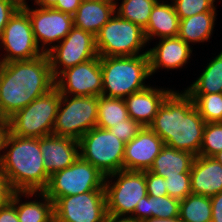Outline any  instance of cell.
Segmentation results:
<instances>
[{
  "label": "cell",
  "instance_id": "cell-28",
  "mask_svg": "<svg viewBox=\"0 0 222 222\" xmlns=\"http://www.w3.org/2000/svg\"><path fill=\"white\" fill-rule=\"evenodd\" d=\"M179 218L182 222H212L210 197L189 194L180 200Z\"/></svg>",
  "mask_w": 222,
  "mask_h": 222
},
{
  "label": "cell",
  "instance_id": "cell-21",
  "mask_svg": "<svg viewBox=\"0 0 222 222\" xmlns=\"http://www.w3.org/2000/svg\"><path fill=\"white\" fill-rule=\"evenodd\" d=\"M115 0L82 1L73 15V26L96 36L114 15Z\"/></svg>",
  "mask_w": 222,
  "mask_h": 222
},
{
  "label": "cell",
  "instance_id": "cell-16",
  "mask_svg": "<svg viewBox=\"0 0 222 222\" xmlns=\"http://www.w3.org/2000/svg\"><path fill=\"white\" fill-rule=\"evenodd\" d=\"M163 140L149 127H143L125 144L123 170L147 171L164 146Z\"/></svg>",
  "mask_w": 222,
  "mask_h": 222
},
{
  "label": "cell",
  "instance_id": "cell-33",
  "mask_svg": "<svg viewBox=\"0 0 222 222\" xmlns=\"http://www.w3.org/2000/svg\"><path fill=\"white\" fill-rule=\"evenodd\" d=\"M215 0H172L180 19H185L202 12H216Z\"/></svg>",
  "mask_w": 222,
  "mask_h": 222
},
{
  "label": "cell",
  "instance_id": "cell-30",
  "mask_svg": "<svg viewBox=\"0 0 222 222\" xmlns=\"http://www.w3.org/2000/svg\"><path fill=\"white\" fill-rule=\"evenodd\" d=\"M158 0H122L120 6L116 2L115 11L121 18L140 26L147 27L151 11ZM118 6V8H117Z\"/></svg>",
  "mask_w": 222,
  "mask_h": 222
},
{
  "label": "cell",
  "instance_id": "cell-20",
  "mask_svg": "<svg viewBox=\"0 0 222 222\" xmlns=\"http://www.w3.org/2000/svg\"><path fill=\"white\" fill-rule=\"evenodd\" d=\"M172 91L169 88L166 90L148 86L127 96L124 100L129 117L142 127H148L157 114L159 107Z\"/></svg>",
  "mask_w": 222,
  "mask_h": 222
},
{
  "label": "cell",
  "instance_id": "cell-6",
  "mask_svg": "<svg viewBox=\"0 0 222 222\" xmlns=\"http://www.w3.org/2000/svg\"><path fill=\"white\" fill-rule=\"evenodd\" d=\"M95 38L98 55L102 57L141 55L142 47L147 44L144 30L116 12Z\"/></svg>",
  "mask_w": 222,
  "mask_h": 222
},
{
  "label": "cell",
  "instance_id": "cell-24",
  "mask_svg": "<svg viewBox=\"0 0 222 222\" xmlns=\"http://www.w3.org/2000/svg\"><path fill=\"white\" fill-rule=\"evenodd\" d=\"M35 193L42 201L22 202L21 197ZM11 202L15 205L19 222H54V202L44 192H15ZM22 202V203H21Z\"/></svg>",
  "mask_w": 222,
  "mask_h": 222
},
{
  "label": "cell",
  "instance_id": "cell-14",
  "mask_svg": "<svg viewBox=\"0 0 222 222\" xmlns=\"http://www.w3.org/2000/svg\"><path fill=\"white\" fill-rule=\"evenodd\" d=\"M25 1H22L21 8L29 16L33 34L39 48L44 53H47L54 47L55 41L59 43L70 32L73 27V16L54 8L36 7L35 9H30ZM52 43L53 45H51Z\"/></svg>",
  "mask_w": 222,
  "mask_h": 222
},
{
  "label": "cell",
  "instance_id": "cell-45",
  "mask_svg": "<svg viewBox=\"0 0 222 222\" xmlns=\"http://www.w3.org/2000/svg\"><path fill=\"white\" fill-rule=\"evenodd\" d=\"M35 4L41 8H52L56 3L57 0H34Z\"/></svg>",
  "mask_w": 222,
  "mask_h": 222
},
{
  "label": "cell",
  "instance_id": "cell-27",
  "mask_svg": "<svg viewBox=\"0 0 222 222\" xmlns=\"http://www.w3.org/2000/svg\"><path fill=\"white\" fill-rule=\"evenodd\" d=\"M184 92L194 101L200 94L222 93V51Z\"/></svg>",
  "mask_w": 222,
  "mask_h": 222
},
{
  "label": "cell",
  "instance_id": "cell-47",
  "mask_svg": "<svg viewBox=\"0 0 222 222\" xmlns=\"http://www.w3.org/2000/svg\"><path fill=\"white\" fill-rule=\"evenodd\" d=\"M82 1H102V0H82Z\"/></svg>",
  "mask_w": 222,
  "mask_h": 222
},
{
  "label": "cell",
  "instance_id": "cell-5",
  "mask_svg": "<svg viewBox=\"0 0 222 222\" xmlns=\"http://www.w3.org/2000/svg\"><path fill=\"white\" fill-rule=\"evenodd\" d=\"M60 100L61 93L56 87L39 96L7 120L10 133L28 138L51 135Z\"/></svg>",
  "mask_w": 222,
  "mask_h": 222
},
{
  "label": "cell",
  "instance_id": "cell-18",
  "mask_svg": "<svg viewBox=\"0 0 222 222\" xmlns=\"http://www.w3.org/2000/svg\"><path fill=\"white\" fill-rule=\"evenodd\" d=\"M151 75L159 68L178 69L187 63L192 49L179 36L160 38L159 43L147 50Z\"/></svg>",
  "mask_w": 222,
  "mask_h": 222
},
{
  "label": "cell",
  "instance_id": "cell-15",
  "mask_svg": "<svg viewBox=\"0 0 222 222\" xmlns=\"http://www.w3.org/2000/svg\"><path fill=\"white\" fill-rule=\"evenodd\" d=\"M61 95L101 96L103 90L100 56L62 71L55 78Z\"/></svg>",
  "mask_w": 222,
  "mask_h": 222
},
{
  "label": "cell",
  "instance_id": "cell-12",
  "mask_svg": "<svg viewBox=\"0 0 222 222\" xmlns=\"http://www.w3.org/2000/svg\"><path fill=\"white\" fill-rule=\"evenodd\" d=\"M47 55L54 78L70 67L99 56L95 36L75 26L59 44H55L47 52Z\"/></svg>",
  "mask_w": 222,
  "mask_h": 222
},
{
  "label": "cell",
  "instance_id": "cell-7",
  "mask_svg": "<svg viewBox=\"0 0 222 222\" xmlns=\"http://www.w3.org/2000/svg\"><path fill=\"white\" fill-rule=\"evenodd\" d=\"M105 178L98 168L79 156L69 167L53 173L43 192L55 202L60 197L105 191Z\"/></svg>",
  "mask_w": 222,
  "mask_h": 222
},
{
  "label": "cell",
  "instance_id": "cell-22",
  "mask_svg": "<svg viewBox=\"0 0 222 222\" xmlns=\"http://www.w3.org/2000/svg\"><path fill=\"white\" fill-rule=\"evenodd\" d=\"M160 3V0L154 5L147 27L144 29L145 38L148 41L152 37L167 38L178 36L179 17L173 4Z\"/></svg>",
  "mask_w": 222,
  "mask_h": 222
},
{
  "label": "cell",
  "instance_id": "cell-10",
  "mask_svg": "<svg viewBox=\"0 0 222 222\" xmlns=\"http://www.w3.org/2000/svg\"><path fill=\"white\" fill-rule=\"evenodd\" d=\"M108 178L117 180L113 183ZM104 188L107 214L114 216L130 217L139 200L148 195L145 171L121 170L111 173L105 178Z\"/></svg>",
  "mask_w": 222,
  "mask_h": 222
},
{
  "label": "cell",
  "instance_id": "cell-13",
  "mask_svg": "<svg viewBox=\"0 0 222 222\" xmlns=\"http://www.w3.org/2000/svg\"><path fill=\"white\" fill-rule=\"evenodd\" d=\"M105 191H90L60 197L54 202V222H104Z\"/></svg>",
  "mask_w": 222,
  "mask_h": 222
},
{
  "label": "cell",
  "instance_id": "cell-17",
  "mask_svg": "<svg viewBox=\"0 0 222 222\" xmlns=\"http://www.w3.org/2000/svg\"><path fill=\"white\" fill-rule=\"evenodd\" d=\"M39 144L44 167L50 176L69 167L80 156L79 140L71 137L51 134L39 138Z\"/></svg>",
  "mask_w": 222,
  "mask_h": 222
},
{
  "label": "cell",
  "instance_id": "cell-2",
  "mask_svg": "<svg viewBox=\"0 0 222 222\" xmlns=\"http://www.w3.org/2000/svg\"><path fill=\"white\" fill-rule=\"evenodd\" d=\"M205 125L194 101L185 92L172 91L148 127L165 145L198 156Z\"/></svg>",
  "mask_w": 222,
  "mask_h": 222
},
{
  "label": "cell",
  "instance_id": "cell-35",
  "mask_svg": "<svg viewBox=\"0 0 222 222\" xmlns=\"http://www.w3.org/2000/svg\"><path fill=\"white\" fill-rule=\"evenodd\" d=\"M143 127L130 117L126 119L123 123L116 124L115 126L109 128V130L121 141L128 143L134 137L137 136L138 132Z\"/></svg>",
  "mask_w": 222,
  "mask_h": 222
},
{
  "label": "cell",
  "instance_id": "cell-38",
  "mask_svg": "<svg viewBox=\"0 0 222 222\" xmlns=\"http://www.w3.org/2000/svg\"><path fill=\"white\" fill-rule=\"evenodd\" d=\"M15 192L8 176L0 169V208L11 202Z\"/></svg>",
  "mask_w": 222,
  "mask_h": 222
},
{
  "label": "cell",
  "instance_id": "cell-37",
  "mask_svg": "<svg viewBox=\"0 0 222 222\" xmlns=\"http://www.w3.org/2000/svg\"><path fill=\"white\" fill-rule=\"evenodd\" d=\"M23 0H0V37L9 19L21 7Z\"/></svg>",
  "mask_w": 222,
  "mask_h": 222
},
{
  "label": "cell",
  "instance_id": "cell-25",
  "mask_svg": "<svg viewBox=\"0 0 222 222\" xmlns=\"http://www.w3.org/2000/svg\"><path fill=\"white\" fill-rule=\"evenodd\" d=\"M180 200L167 196H145L139 200L130 217L142 222L151 217L179 218Z\"/></svg>",
  "mask_w": 222,
  "mask_h": 222
},
{
  "label": "cell",
  "instance_id": "cell-43",
  "mask_svg": "<svg viewBox=\"0 0 222 222\" xmlns=\"http://www.w3.org/2000/svg\"><path fill=\"white\" fill-rule=\"evenodd\" d=\"M104 222H140L128 216H114L107 214Z\"/></svg>",
  "mask_w": 222,
  "mask_h": 222
},
{
  "label": "cell",
  "instance_id": "cell-40",
  "mask_svg": "<svg viewBox=\"0 0 222 222\" xmlns=\"http://www.w3.org/2000/svg\"><path fill=\"white\" fill-rule=\"evenodd\" d=\"M0 222H19L16 207L12 202L0 208Z\"/></svg>",
  "mask_w": 222,
  "mask_h": 222
},
{
  "label": "cell",
  "instance_id": "cell-42",
  "mask_svg": "<svg viewBox=\"0 0 222 222\" xmlns=\"http://www.w3.org/2000/svg\"><path fill=\"white\" fill-rule=\"evenodd\" d=\"M10 134L9 124L6 119L0 118V152L5 150V144ZM3 159V155H0V164Z\"/></svg>",
  "mask_w": 222,
  "mask_h": 222
},
{
  "label": "cell",
  "instance_id": "cell-32",
  "mask_svg": "<svg viewBox=\"0 0 222 222\" xmlns=\"http://www.w3.org/2000/svg\"><path fill=\"white\" fill-rule=\"evenodd\" d=\"M220 151H222V122L206 123L199 155L213 157Z\"/></svg>",
  "mask_w": 222,
  "mask_h": 222
},
{
  "label": "cell",
  "instance_id": "cell-9",
  "mask_svg": "<svg viewBox=\"0 0 222 222\" xmlns=\"http://www.w3.org/2000/svg\"><path fill=\"white\" fill-rule=\"evenodd\" d=\"M72 97L61 95L52 134L79 140L97 127L98 96Z\"/></svg>",
  "mask_w": 222,
  "mask_h": 222
},
{
  "label": "cell",
  "instance_id": "cell-1",
  "mask_svg": "<svg viewBox=\"0 0 222 222\" xmlns=\"http://www.w3.org/2000/svg\"><path fill=\"white\" fill-rule=\"evenodd\" d=\"M54 87L47 53L30 60L0 63V118L8 120Z\"/></svg>",
  "mask_w": 222,
  "mask_h": 222
},
{
  "label": "cell",
  "instance_id": "cell-39",
  "mask_svg": "<svg viewBox=\"0 0 222 222\" xmlns=\"http://www.w3.org/2000/svg\"><path fill=\"white\" fill-rule=\"evenodd\" d=\"M81 2L82 0H57L52 8L73 16Z\"/></svg>",
  "mask_w": 222,
  "mask_h": 222
},
{
  "label": "cell",
  "instance_id": "cell-44",
  "mask_svg": "<svg viewBox=\"0 0 222 222\" xmlns=\"http://www.w3.org/2000/svg\"><path fill=\"white\" fill-rule=\"evenodd\" d=\"M142 222H182L180 218H157L151 217L143 220Z\"/></svg>",
  "mask_w": 222,
  "mask_h": 222
},
{
  "label": "cell",
  "instance_id": "cell-34",
  "mask_svg": "<svg viewBox=\"0 0 222 222\" xmlns=\"http://www.w3.org/2000/svg\"><path fill=\"white\" fill-rule=\"evenodd\" d=\"M165 185L170 197L178 200L191 194L190 173H180V176L165 177Z\"/></svg>",
  "mask_w": 222,
  "mask_h": 222
},
{
  "label": "cell",
  "instance_id": "cell-3",
  "mask_svg": "<svg viewBox=\"0 0 222 222\" xmlns=\"http://www.w3.org/2000/svg\"><path fill=\"white\" fill-rule=\"evenodd\" d=\"M0 169L8 176L16 192H43L50 179L44 167L39 138L20 137L10 133Z\"/></svg>",
  "mask_w": 222,
  "mask_h": 222
},
{
  "label": "cell",
  "instance_id": "cell-36",
  "mask_svg": "<svg viewBox=\"0 0 222 222\" xmlns=\"http://www.w3.org/2000/svg\"><path fill=\"white\" fill-rule=\"evenodd\" d=\"M147 194L154 197L167 196L168 192L165 185V178L158 176L150 171H145Z\"/></svg>",
  "mask_w": 222,
  "mask_h": 222
},
{
  "label": "cell",
  "instance_id": "cell-31",
  "mask_svg": "<svg viewBox=\"0 0 222 222\" xmlns=\"http://www.w3.org/2000/svg\"><path fill=\"white\" fill-rule=\"evenodd\" d=\"M194 104L206 123L222 122V93L200 94Z\"/></svg>",
  "mask_w": 222,
  "mask_h": 222
},
{
  "label": "cell",
  "instance_id": "cell-23",
  "mask_svg": "<svg viewBox=\"0 0 222 222\" xmlns=\"http://www.w3.org/2000/svg\"><path fill=\"white\" fill-rule=\"evenodd\" d=\"M195 157L187 151L164 145L148 171L164 178L180 176V173H190Z\"/></svg>",
  "mask_w": 222,
  "mask_h": 222
},
{
  "label": "cell",
  "instance_id": "cell-19",
  "mask_svg": "<svg viewBox=\"0 0 222 222\" xmlns=\"http://www.w3.org/2000/svg\"><path fill=\"white\" fill-rule=\"evenodd\" d=\"M191 192L212 197L222 192V164L214 157L196 156L190 170Z\"/></svg>",
  "mask_w": 222,
  "mask_h": 222
},
{
  "label": "cell",
  "instance_id": "cell-41",
  "mask_svg": "<svg viewBox=\"0 0 222 222\" xmlns=\"http://www.w3.org/2000/svg\"><path fill=\"white\" fill-rule=\"evenodd\" d=\"M212 207V222H222V192L210 197Z\"/></svg>",
  "mask_w": 222,
  "mask_h": 222
},
{
  "label": "cell",
  "instance_id": "cell-4",
  "mask_svg": "<svg viewBox=\"0 0 222 222\" xmlns=\"http://www.w3.org/2000/svg\"><path fill=\"white\" fill-rule=\"evenodd\" d=\"M147 52L135 56H100L102 96L125 99L148 87L143 82L151 76Z\"/></svg>",
  "mask_w": 222,
  "mask_h": 222
},
{
  "label": "cell",
  "instance_id": "cell-8",
  "mask_svg": "<svg viewBox=\"0 0 222 222\" xmlns=\"http://www.w3.org/2000/svg\"><path fill=\"white\" fill-rule=\"evenodd\" d=\"M125 144L109 129L93 127L79 139V154L107 176L123 170Z\"/></svg>",
  "mask_w": 222,
  "mask_h": 222
},
{
  "label": "cell",
  "instance_id": "cell-46",
  "mask_svg": "<svg viewBox=\"0 0 222 222\" xmlns=\"http://www.w3.org/2000/svg\"><path fill=\"white\" fill-rule=\"evenodd\" d=\"M218 162L222 164V151L218 152L213 156Z\"/></svg>",
  "mask_w": 222,
  "mask_h": 222
},
{
  "label": "cell",
  "instance_id": "cell-29",
  "mask_svg": "<svg viewBox=\"0 0 222 222\" xmlns=\"http://www.w3.org/2000/svg\"><path fill=\"white\" fill-rule=\"evenodd\" d=\"M129 118L124 99L106 96L98 97L97 127L109 129L116 124L123 123Z\"/></svg>",
  "mask_w": 222,
  "mask_h": 222
},
{
  "label": "cell",
  "instance_id": "cell-11",
  "mask_svg": "<svg viewBox=\"0 0 222 222\" xmlns=\"http://www.w3.org/2000/svg\"><path fill=\"white\" fill-rule=\"evenodd\" d=\"M1 45L7 54L0 63L30 60L44 54L36 42L29 16L21 7L5 26L0 37Z\"/></svg>",
  "mask_w": 222,
  "mask_h": 222
},
{
  "label": "cell",
  "instance_id": "cell-26",
  "mask_svg": "<svg viewBox=\"0 0 222 222\" xmlns=\"http://www.w3.org/2000/svg\"><path fill=\"white\" fill-rule=\"evenodd\" d=\"M216 12H202L179 20L178 36L187 44L208 41L213 34Z\"/></svg>",
  "mask_w": 222,
  "mask_h": 222
}]
</instances>
